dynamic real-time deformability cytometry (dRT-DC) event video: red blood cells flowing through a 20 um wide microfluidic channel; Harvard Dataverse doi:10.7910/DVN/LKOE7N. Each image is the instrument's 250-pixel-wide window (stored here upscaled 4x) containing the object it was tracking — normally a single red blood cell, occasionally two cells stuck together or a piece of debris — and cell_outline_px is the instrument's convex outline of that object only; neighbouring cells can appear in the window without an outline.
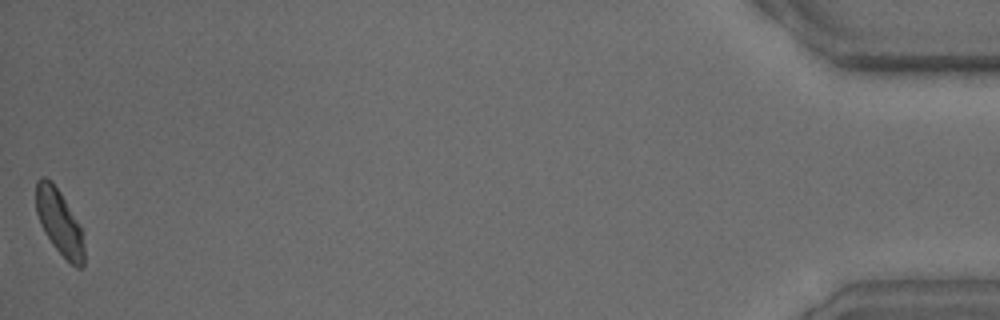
{"species": "common noctule bat (a hibernating species)", "species_latin": "Nyctalus noctula", "temperature_condition": "warm", "stored_images_in_passage": 39, "camera_frame_rate_fps": 3000, "um_per_image_px": 0.085, "animal": {"sex": "male", "body_mass_g": 15.6}, "frame": {"image": 1, "passage_image": 39, "time_ms": 12.667, "image_size_px": [1000, 320], "cell_outline_px": [[84, 264], [80, 268], [76, 268], [52, 244], [44, 232], [40, 224], [36, 212], [36, 180], [40, 176], [44, 176], [52, 180], [60, 192], [80, 228], [84, 248]], "centroid_in_image_um": [5.0, 18.86], "position_along_channel_um": 430.2, "area_um2": 17.98}, "authors_computed_cell_mechanics": {"area_um2": 19.0162, "velocity_mm_per_s": 3.7062, "shape_relaxation_time_tau1_ms": 6.296, "shape_relaxation_time_tau2_ms": 2.829, "deformation_change_tau1": 0.1557, "deformation_change_tau2": 0.0758}}